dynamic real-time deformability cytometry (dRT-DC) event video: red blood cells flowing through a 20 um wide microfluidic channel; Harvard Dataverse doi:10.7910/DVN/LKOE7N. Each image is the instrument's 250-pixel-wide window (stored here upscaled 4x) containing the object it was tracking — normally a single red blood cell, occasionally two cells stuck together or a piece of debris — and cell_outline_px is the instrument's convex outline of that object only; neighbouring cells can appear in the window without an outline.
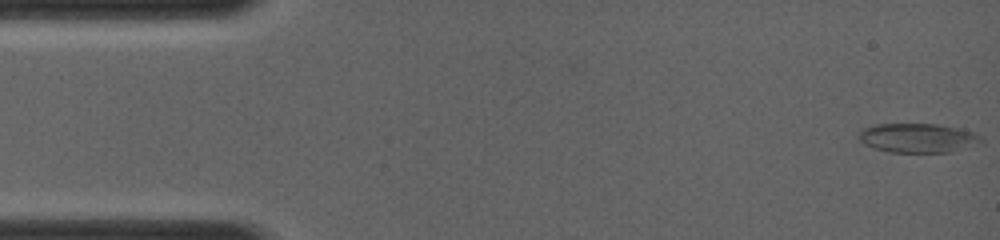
{"species": "common noctule bat (a hibernating species)", "species_latin": "Nyctalus noctula", "temperature_condition": "room temperature", "stored_images_in_passage": 52, "camera_frame_rate_fps": 4000, "um_per_image_px": 0.085, "animal": {"sex": "female", "body_mass_g": 19.0, "forearm_length_mm": 56.7}, "frame": {"image": 1, "passage_image": 1, "time_ms": 0.0, "image_size_px": [1000, 240], "cell_outline_px": [[984, 144], [948, 152], [888, 152], [864, 144], [856, 136], [864, 128], [876, 124], [936, 124], [956, 128], [972, 132], [984, 140]], "centroid_in_image_um": [78.03, 11.73], "position_along_channel_um": 7.0, "area_um2": 20.81}}
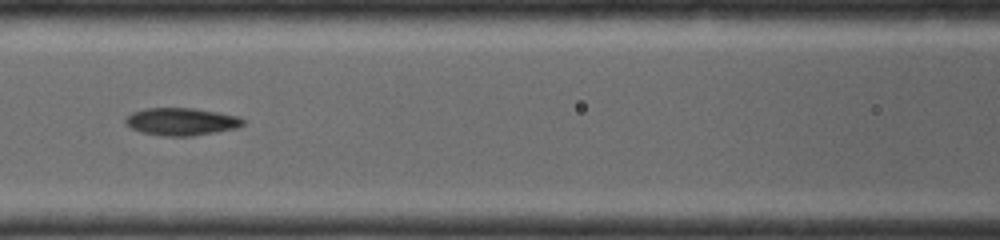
{"frame": {"image": 2, "passage_image": 23, "time_ms": 5.5, "image_size_px": [1000, 240], "cell_outline_px": [[244, 124], [236, 128], [192, 136], [164, 136], [140, 132], [132, 128], [124, 120], [132, 112], [148, 108], [192, 108], [216, 112], [236, 116], [244, 120]], "centroid_in_image_um": [15.4, 10.34], "position_along_channel_um": 151.2, "area_um2": 18.55}}
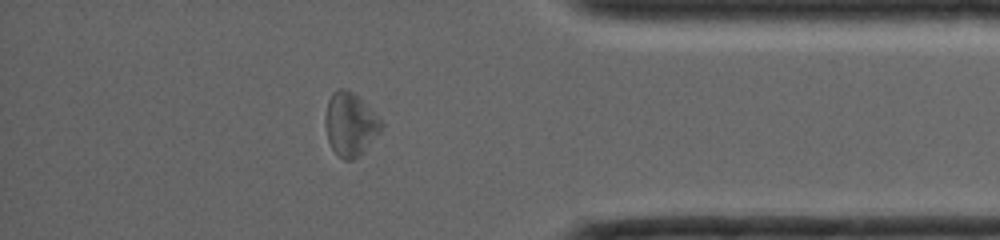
{"frame": {"image": 3, "passage_image": 45, "time_ms": 11.0, "image_size_px": [1000, 240], "cell_outline_px": [[384, 124], [380, 132], [364, 152], [352, 160], [344, 160], [332, 148], [328, 140], [324, 120], [328, 100], [332, 92], [340, 88], [344, 88], [352, 92]], "centroid_in_image_um": [29.75, 10.58], "position_along_channel_um": 405.5, "area_um2": 20.29}}